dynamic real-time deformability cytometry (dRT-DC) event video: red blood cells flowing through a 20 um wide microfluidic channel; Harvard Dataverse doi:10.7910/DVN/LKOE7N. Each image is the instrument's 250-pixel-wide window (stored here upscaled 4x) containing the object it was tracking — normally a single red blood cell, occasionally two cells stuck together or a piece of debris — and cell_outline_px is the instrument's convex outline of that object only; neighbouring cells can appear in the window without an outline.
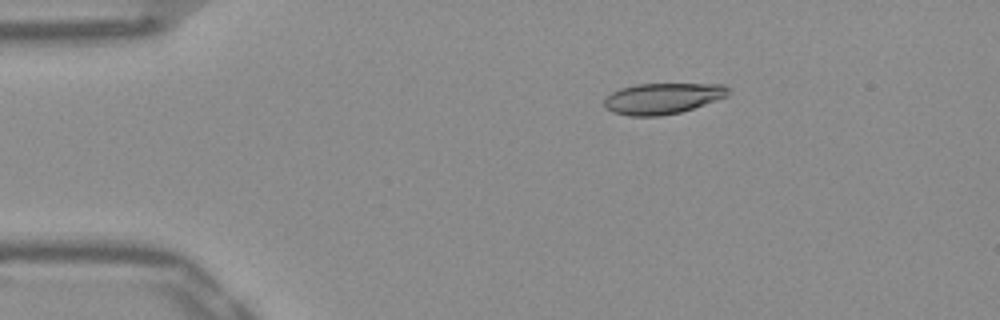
{"species": "Egyptian fruit bat (a non-hibernating species)", "species_latin": "Rousettus aegyptiacus", "temperature_condition": "warm", "stored_images_in_passage": 44, "camera_frame_rate_fps": 3000, "um_per_image_px": 0.085, "frame": {"image": 1, "passage_image": 1, "time_ms": 0.0, "image_size_px": [1000, 320], "cell_outline_px": [[728, 96], [680, 112], [660, 116], [628, 116], [612, 112], [604, 108], [604, 100], [612, 92], [620, 88], [636, 84], [724, 84], [728, 88]], "centroid_in_image_um": [56.28, 8.37], "position_along_channel_um": 28.7, "area_um2": 22.31}}
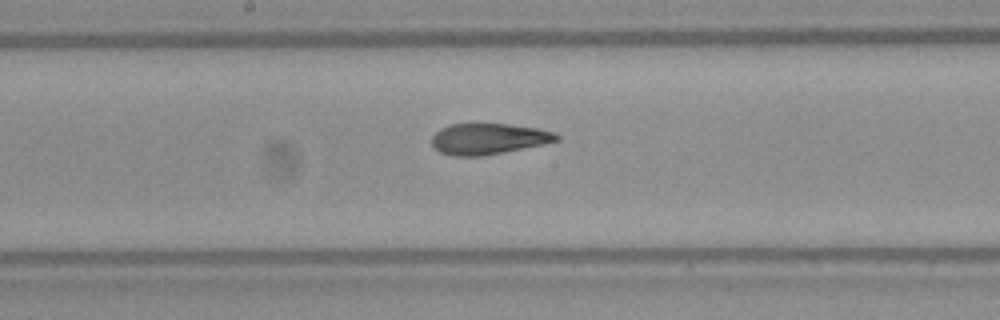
{"frame": {"image": 2, "passage_image": 19, "time_ms": 6.0, "image_size_px": [1000, 320], "cell_outline_px": [[560, 140], [544, 144], [480, 156], [452, 156], [440, 152], [432, 144], [432, 136], [440, 128], [452, 124], [512, 124], [536, 128], [556, 132], [560, 136]], "centroid_in_image_um": [41.54, 11.79], "position_along_channel_um": 206.7, "area_um2": 22.43}}
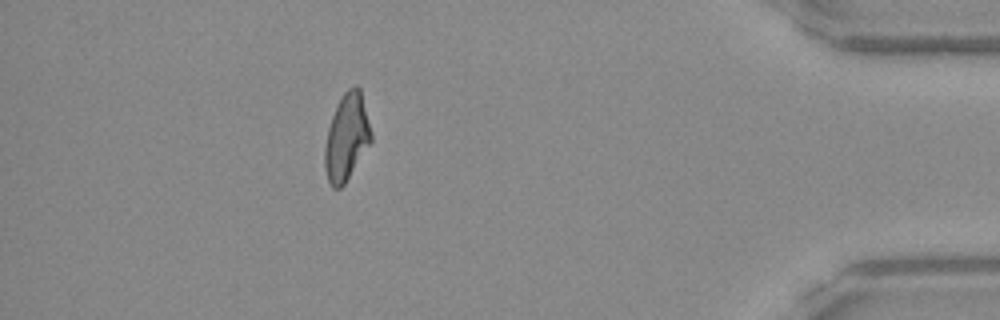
{"frame": {"image": 3, "passage_image": 38, "time_ms": 12.333, "image_size_px": [1000, 320], "cell_outline_px": [[372, 140], [344, 184], [340, 188], [332, 188], [328, 180], [324, 168], [324, 148], [328, 128], [332, 116], [344, 92], [348, 88], [356, 84], [360, 88], [372, 132]], "centroid_in_image_um": [29.46, 11.66], "position_along_channel_um": 405.7, "area_um2": 23.24}, "authors_computed_cell_mechanics": {"area_um2": 23.409, "velocity_mm_per_s": 3.9165, "shape_relaxation_time_tau1_ms": null, "shape_relaxation_time_tau2_ms": 1.9172, "deformation_change_tau1": null, "deformation_change_tau2": 0.0912}}